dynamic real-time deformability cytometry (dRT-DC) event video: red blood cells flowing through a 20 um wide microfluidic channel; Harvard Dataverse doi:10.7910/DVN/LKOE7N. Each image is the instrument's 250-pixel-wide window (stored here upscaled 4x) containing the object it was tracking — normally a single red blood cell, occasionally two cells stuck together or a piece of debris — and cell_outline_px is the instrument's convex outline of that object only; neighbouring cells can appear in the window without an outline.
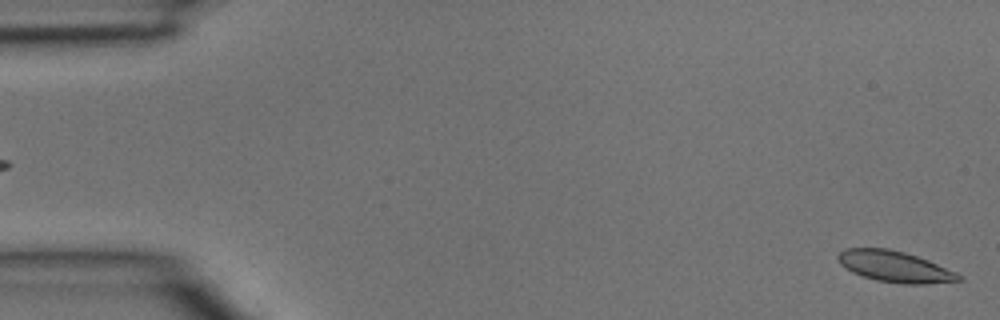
{"species": "common noctule bat (a hibernating species)", "species_latin": "Nyctalus noctula", "temperature_condition": "room temperature", "stored_images_in_passage": 3, "camera_frame_rate_fps": 3000, "um_per_image_px": 0.085, "animal": {"sex": "male", "body_mass_g": 15.6}, "frame": {"image": 1, "passage_image": 3, "time_ms": 0.667, "image_size_px": [1000, 320], "cell_outline_px": [[964, 280], [924, 284], [904, 284], [876, 280], [852, 272], [840, 264], [836, 256], [844, 248], [888, 248], [904, 252], [928, 260], [956, 272], [964, 276]], "centroid_in_image_um": [76.07, 22.66], "position_along_channel_um": 8.9, "area_um2": 21.85}}